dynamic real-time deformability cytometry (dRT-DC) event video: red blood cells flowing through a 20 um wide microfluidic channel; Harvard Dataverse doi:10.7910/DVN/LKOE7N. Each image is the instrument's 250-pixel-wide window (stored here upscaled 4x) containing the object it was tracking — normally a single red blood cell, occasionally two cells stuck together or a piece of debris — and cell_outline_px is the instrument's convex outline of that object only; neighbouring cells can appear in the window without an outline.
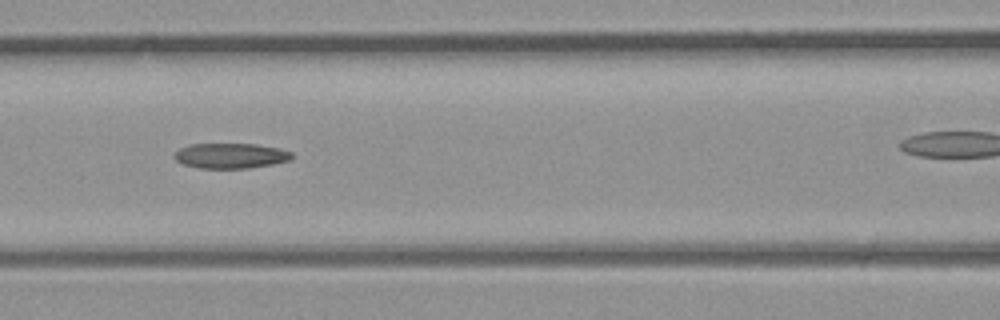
{"species": "common noctule bat (a hibernating species)", "species_latin": "Nyctalus noctula", "temperature_condition": "room temperature", "stored_images_in_passage": 15, "camera_frame_rate_fps": 3000, "um_per_image_px": 0.085, "animal": {"sex": "male", "body_mass_g": 23.1, "forearm_length_mm": 52.7}, "frame": {"image": 1, "passage_image": 11, "time_ms": 3.333, "image_size_px": [1000, 320], "cell_outline_px": [[292, 160], [272, 164], [248, 168], [200, 168], [184, 164], [176, 160], [172, 156], [180, 148], [188, 144], [256, 144], [280, 148], [292, 152]], "centroid_in_image_um": [19.62, 13.23], "position_along_channel_um": 147.0, "area_um2": 17.28}}
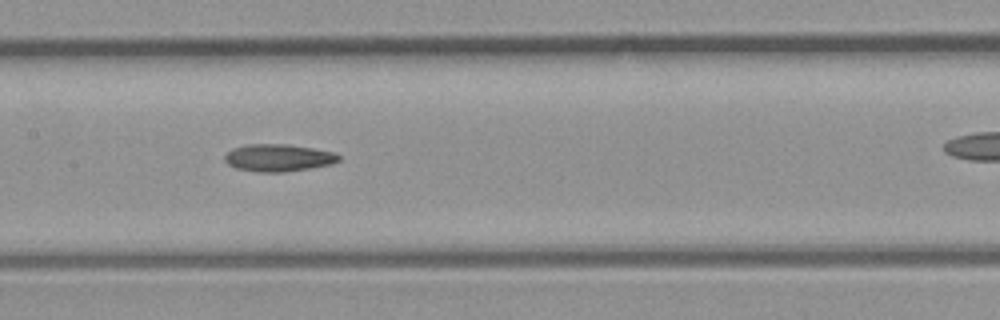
{"frame": {"image": 2, "passage_image": 13, "time_ms": 4.0, "image_size_px": [1000, 320], "cell_outline_px": [[340, 160], [332, 164], [284, 172], [260, 172], [236, 168], [228, 164], [224, 160], [224, 156], [232, 148], [248, 144], [288, 144], [336, 152], [340, 156]], "centroid_in_image_um": [23.67, 13.4], "position_along_channel_um": 183.7, "area_um2": 18.15}}